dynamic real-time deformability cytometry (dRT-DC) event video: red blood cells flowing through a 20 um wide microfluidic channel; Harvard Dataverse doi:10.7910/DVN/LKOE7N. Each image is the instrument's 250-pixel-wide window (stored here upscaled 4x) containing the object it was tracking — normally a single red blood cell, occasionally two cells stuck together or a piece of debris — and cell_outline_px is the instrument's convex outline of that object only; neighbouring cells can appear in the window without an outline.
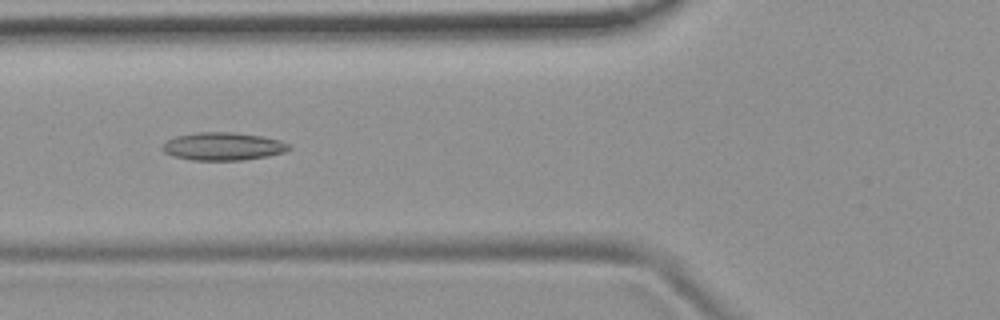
{"species": "common noctule bat (a hibernating species)", "species_latin": "Nyctalus noctula", "temperature_condition": "room temperature", "stored_images_in_passage": 53, "camera_frame_rate_fps": 3000, "um_per_image_px": 0.085, "animal": {"sex": "female", "body_mass_g": 19.9}, "frame": {"image": 1, "passage_image": 20, "time_ms": 6.333, "image_size_px": [1000, 320], "cell_outline_px": [[292, 148], [284, 152], [268, 156], [240, 160], [192, 160], [172, 156], [164, 152], [160, 148], [168, 140], [176, 136], [196, 132], [232, 132], [260, 136], [280, 140], [292, 144]], "centroid_in_image_um": [18.97, 12.44], "position_along_channel_um": 106.8, "area_um2": 20.63}}
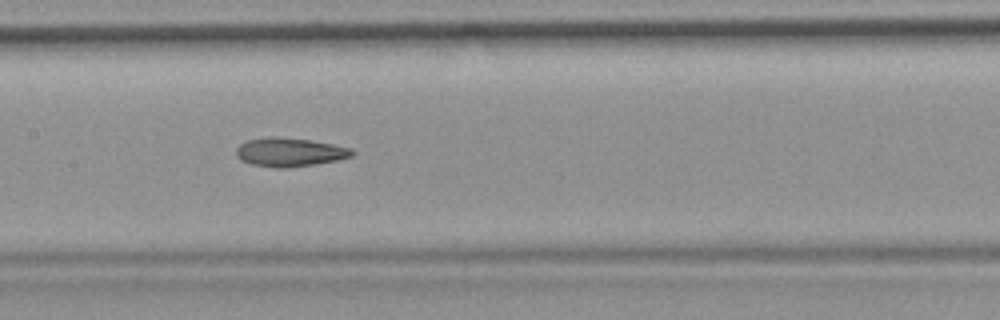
{"frame": {"image": 2, "passage_image": 26, "time_ms": 8.333, "image_size_px": [1000, 320], "cell_outline_px": [[356, 152], [352, 156], [336, 160], [316, 164], [288, 168], [276, 168], [252, 164], [240, 160], [236, 156], [236, 148], [240, 144], [248, 140], [268, 136], [276, 136], [308, 140], [332, 144], [352, 148]], "centroid_in_image_um": [24.61, 12.93], "position_along_channel_um": 182.8, "area_um2": 19.48}}
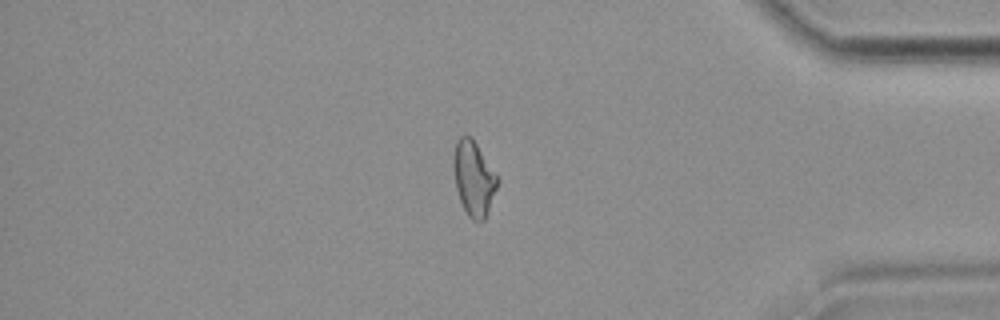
{"frame": {"image": 3, "passage_image": 45, "time_ms": 14.667, "image_size_px": [1000, 320], "cell_outline_px": [[500, 180], [488, 212], [484, 220], [472, 220], [468, 216], [460, 200], [456, 188], [452, 164], [452, 160], [456, 140], [460, 136], [472, 136], [500, 176]], "centroid_in_image_um": [40.29, 15.11], "position_along_channel_um": 394.9, "area_um2": 19.65}, "authors_computed_cell_mechanics": {"area_um2": 19.652, "velocity_mm_per_s": 3.7889, "shape_relaxation_time_tau1_ms": null, "shape_relaxation_time_tau2_ms": 4.5665, "deformation_change_tau1": null, "deformation_change_tau2": 0.1252}}